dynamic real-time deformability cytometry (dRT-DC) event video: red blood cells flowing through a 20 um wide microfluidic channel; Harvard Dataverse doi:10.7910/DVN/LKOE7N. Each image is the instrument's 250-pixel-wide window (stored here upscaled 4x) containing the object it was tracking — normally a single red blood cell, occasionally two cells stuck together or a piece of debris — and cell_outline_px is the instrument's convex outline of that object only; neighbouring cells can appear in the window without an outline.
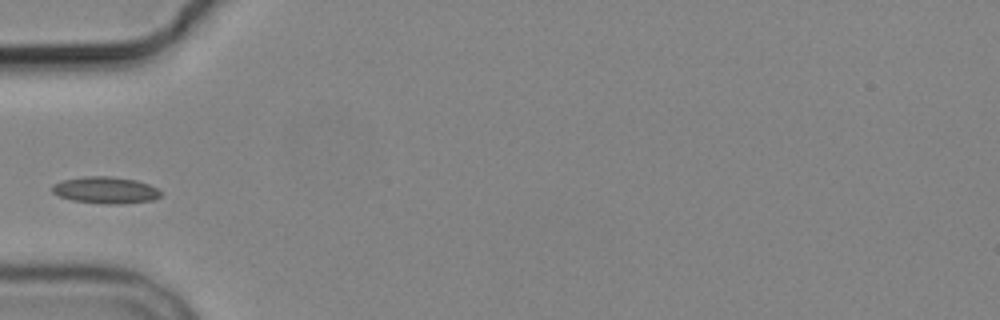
{"species": "common noctule bat (a hibernating species)", "species_latin": "Nyctalus noctula", "temperature_condition": "cold", "stored_images_in_passage": 5, "segment_of_instrument_passage": [2, 2], "camera_frame_rate_fps": 3000, "um_per_image_px": 0.085, "animal": {"sex": "male", "body_mass_g": 19.2, "forearm_length_mm": 51.8}, "frame": {"image": 1, "passage_image": 3, "time_ms": 3.333, "image_size_px": [1000, 320], "cell_outline_px": [[164, 192], [160, 196], [152, 200], [120, 204], [104, 204], [72, 200], [60, 196], [52, 192], [52, 184], [64, 180], [84, 176], [108, 176], [136, 180], [148, 184]], "centroid_in_image_um": [8.98, 16.16], "position_along_channel_um": 76.0, "area_um2": 16.88}}
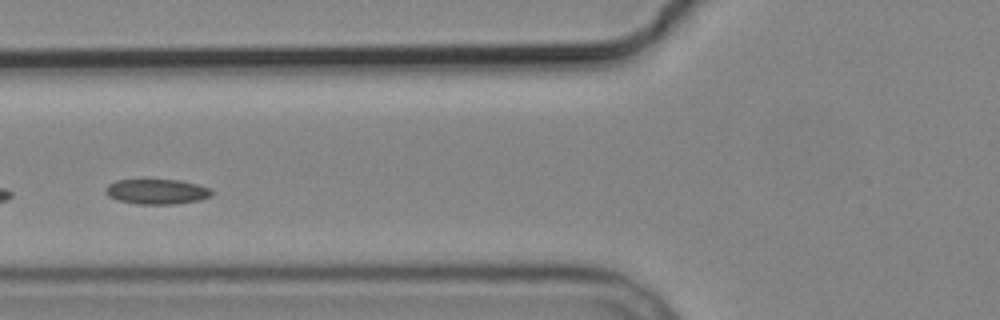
{"frame": {"image": 2, "passage_image": 4, "time_ms": 4.333, "image_size_px": [1000, 320], "cell_outline_px": [[212, 196], [200, 200], [172, 204], [136, 204], [116, 200], [108, 196], [104, 192], [104, 188], [108, 184], [116, 180], [180, 180], [212, 188]], "centroid_in_image_um": [13.31, 16.29], "position_along_channel_um": 112.5, "area_um2": 15.66}}
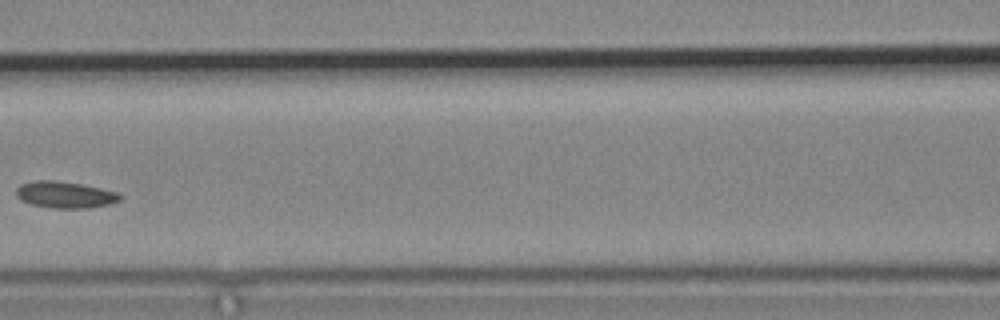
{"frame": {"image": 3, "passage_image": 5, "time_ms": 5.667, "image_size_px": [1000, 320], "cell_outline_px": [[120, 200], [108, 204], [88, 208], [52, 208], [32, 204], [20, 200], [16, 196], [16, 188], [20, 184], [32, 180], [56, 180], [84, 184], [116, 192], [120, 196]], "centroid_in_image_um": [5.47, 16.54], "position_along_channel_um": 161.1, "area_um2": 16.13}}